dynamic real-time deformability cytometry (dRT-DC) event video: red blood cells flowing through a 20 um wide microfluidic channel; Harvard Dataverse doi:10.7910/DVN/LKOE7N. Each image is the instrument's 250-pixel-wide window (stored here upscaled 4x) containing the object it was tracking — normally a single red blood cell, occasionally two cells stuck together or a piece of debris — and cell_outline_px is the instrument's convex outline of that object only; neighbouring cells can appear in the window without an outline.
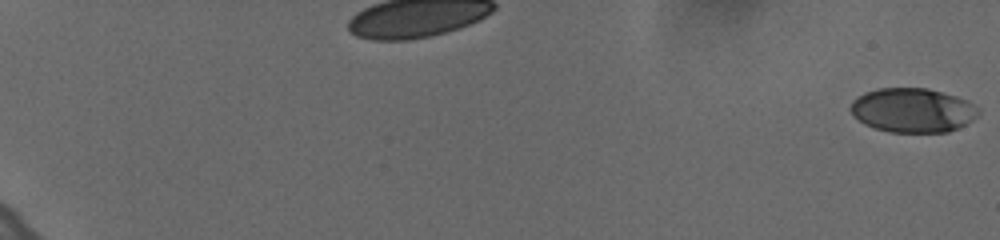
{"species": "human", "species_latin": "Homo sapiens", "temperature_condition": "cold", "stored_images_in_passage": 61, "camera_frame_rate_fps": 3000, "um_per_image_px": 0.085, "donor": {"sex": "female"}, "frame": {"image": 1, "passage_image": 1, "time_ms": 0.0, "image_size_px": [1000, 240], "cell_outline_px": [[980, 112], [972, 120], [948, 132], [888, 132], [864, 124], [852, 116], [848, 108], [852, 100], [856, 96], [864, 92], [876, 88], [928, 88], [956, 96], [980, 108]], "centroid_in_image_um": [77.5, 9.36], "position_along_channel_um": 7.5, "area_um2": 33.18}}
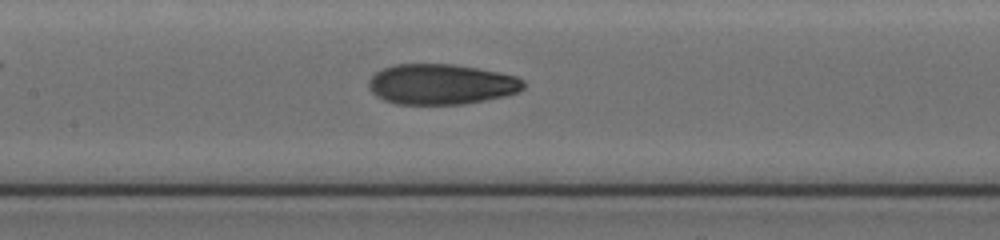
{"frame": {"image": 2, "passage_image": 34, "time_ms": 11.0, "image_size_px": [1000, 240], "cell_outline_px": [[524, 88], [516, 92], [504, 96], [464, 104], [396, 104], [384, 100], [376, 96], [368, 88], [368, 80], [376, 72], [384, 68], [396, 64], [452, 64], [480, 68], [500, 72], [516, 76], [524, 80]], "centroid_in_image_um": [37.49, 7.16], "position_along_channel_um": 169.9, "area_um2": 36.59}}
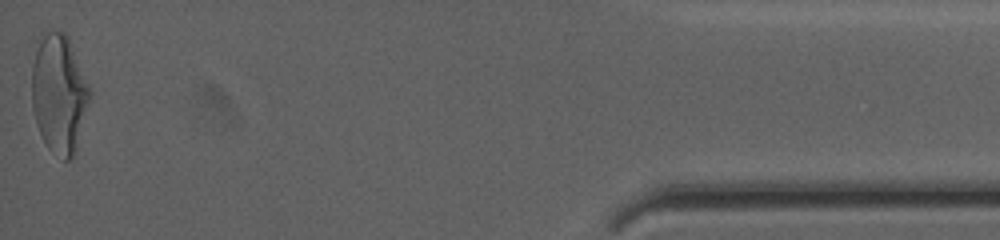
{"frame": {"image": 3, "passage_image": 61, "time_ms": 20.0, "image_size_px": [1000, 240], "cell_outline_px": [[92, 92], [76, 148], [72, 156], [68, 160], [64, 160], [48, 148], [36, 124], [32, 108], [32, 64], [40, 32], [64, 32], [68, 36]], "centroid_in_image_um": [5.01, 7.93], "position_along_channel_um": 430.2, "area_um2": 40.0}, "authors_computed_cell_mechanics": {"area_um2": 35.6048, "velocity_mm_per_s": 3.643, "shape_relaxation_time_tau1_ms": 6.2717, "shape_relaxation_time_tau2_ms": 1.7106, "deformation_change_tau1": 0.1904, "deformation_change_tau2": 0.0839}}